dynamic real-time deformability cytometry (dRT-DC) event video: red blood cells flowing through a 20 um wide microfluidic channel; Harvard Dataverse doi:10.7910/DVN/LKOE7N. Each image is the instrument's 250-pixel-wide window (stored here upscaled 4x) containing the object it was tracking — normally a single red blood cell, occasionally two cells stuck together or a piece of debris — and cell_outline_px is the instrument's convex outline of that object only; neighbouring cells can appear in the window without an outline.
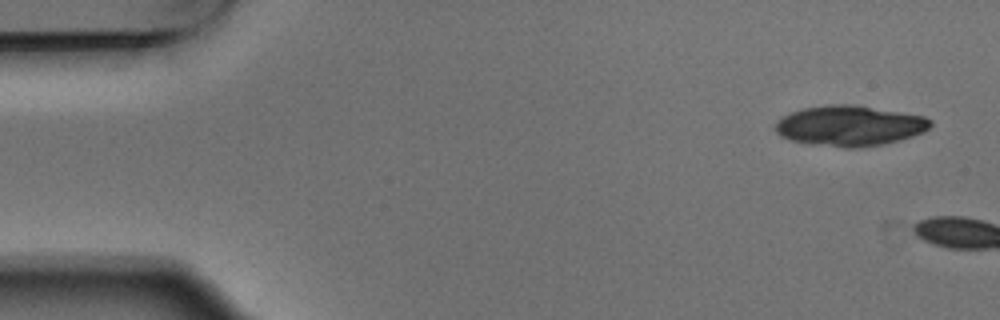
{"species": "Egyptian fruit bat (a non-hibernating species)", "species_latin": "Rousettus aegyptiacus", "temperature_condition": "warm", "stored_images_in_passage": 2, "camera_frame_rate_fps": 3000, "um_per_image_px": 0.085, "animal": {"sex": "male"}, "frame": {"image": 1, "passage_image": 1, "time_ms": 0.0, "image_size_px": [1000, 320], "cell_outline_px": [[932, 124], [924, 132], [900, 140], [884, 144], [856, 148], [844, 148], [792, 140], [780, 136], [776, 132], [776, 120], [792, 112], [804, 108], [828, 104], [852, 104], [924, 116], [932, 120]], "centroid_in_image_um": [72.24, 10.69], "position_along_channel_um": 12.8, "area_um2": 36.3}}